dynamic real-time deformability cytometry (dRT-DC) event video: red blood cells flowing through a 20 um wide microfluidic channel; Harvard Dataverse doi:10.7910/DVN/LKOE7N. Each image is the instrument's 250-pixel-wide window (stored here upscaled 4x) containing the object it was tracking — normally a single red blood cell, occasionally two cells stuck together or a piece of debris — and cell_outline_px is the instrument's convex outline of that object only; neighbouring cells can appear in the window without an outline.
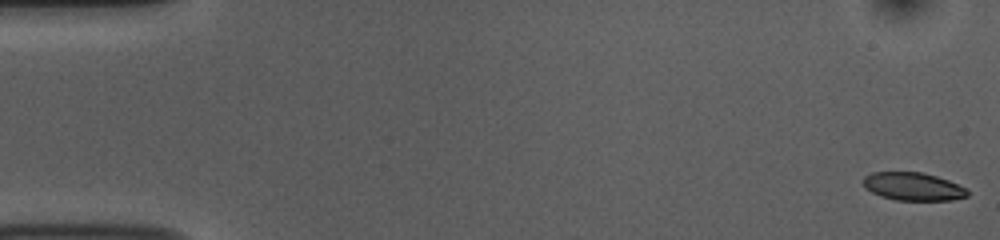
{"species": "common noctule bat (a hibernating species)", "species_latin": "Nyctalus noctula", "temperature_condition": "room temperature", "stored_images_in_passage": 54, "camera_frame_rate_fps": 3000, "um_per_image_px": 0.085, "animal": {"sex": "female", "body_mass_g": 10.0, "forearm_length_mm": 53.1}, "frame": {"image": 1, "passage_image": 1, "time_ms": 0.0, "image_size_px": [1000, 240], "cell_outline_px": [[968, 196], [952, 200], [896, 200], [880, 196], [864, 188], [864, 176], [872, 172], [924, 172], [948, 180], [968, 188]], "centroid_in_image_um": [77.62, 15.85], "position_along_channel_um": 7.4, "area_um2": 17.11}}
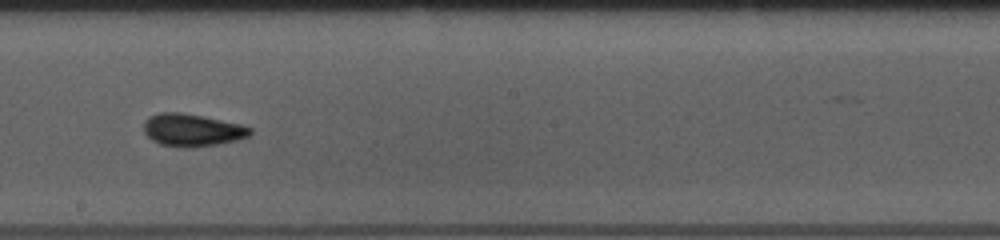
{"frame": {"image": 2, "passage_image": 30, "time_ms": 9.667, "image_size_px": [1000, 240], "cell_outline_px": [[252, 132], [248, 136], [236, 140], [216, 144], [188, 148], [184, 148], [160, 144], [152, 140], [144, 132], [144, 120], [148, 116], [160, 112], [180, 112], [240, 124], [252, 128]], "centroid_in_image_um": [16.29, 11.05], "position_along_channel_um": 231.9, "area_um2": 20.0}}
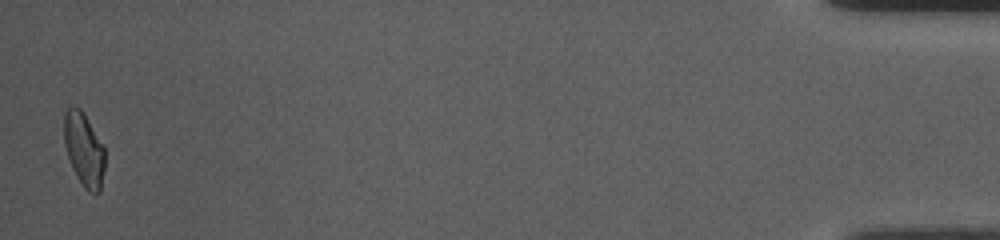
{"frame": {"image": 3, "passage_image": 53, "time_ms": 17.333, "image_size_px": [1000, 240], "cell_outline_px": [[104, 168], [100, 192], [96, 196], [88, 192], [84, 188], [76, 176], [72, 168], [64, 144], [64, 112], [72, 104], [80, 108], [104, 148]], "centroid_in_image_um": [7.12, 12.75], "position_along_channel_um": 428.1, "area_um2": 17.46}, "authors_computed_cell_mechanics": {"area_um2": 18.5249, "velocity_mm_per_s": 3.7476, "shape_relaxation_time_tau1_ms": 2.8005, "shape_relaxation_time_tau2_ms": 1.6858, "deformation_change_tau1": 0.1183, "deformation_change_tau2": 0.0833}}